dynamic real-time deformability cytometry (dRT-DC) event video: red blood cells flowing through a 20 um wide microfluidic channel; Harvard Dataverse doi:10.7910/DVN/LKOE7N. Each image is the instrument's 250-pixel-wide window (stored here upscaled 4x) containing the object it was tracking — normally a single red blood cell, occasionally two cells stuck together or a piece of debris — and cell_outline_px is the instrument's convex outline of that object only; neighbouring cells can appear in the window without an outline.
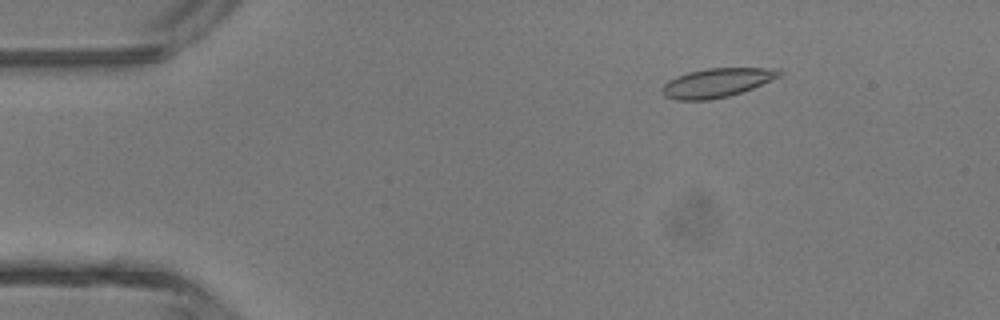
{"species": "common noctule bat (a hibernating species)", "species_latin": "Nyctalus noctula", "temperature_condition": "room temperature", "stored_images_in_passage": 46, "camera_frame_rate_fps": 3000, "um_per_image_px": 0.085, "animal": {"sex": "male", "body_mass_g": 13.3}, "frame": {"image": 1, "passage_image": 7, "time_ms": 2.0, "image_size_px": [1000, 320], "cell_outline_px": [[784, 72], [780, 76], [772, 80], [752, 88], [728, 96], [708, 100], [676, 100], [664, 96], [660, 92], [660, 88], [668, 80], [676, 76], [688, 72], [708, 68], [776, 68]], "centroid_in_image_um": [60.9, 7.03], "position_along_channel_um": 24.1, "area_um2": 19.88}}
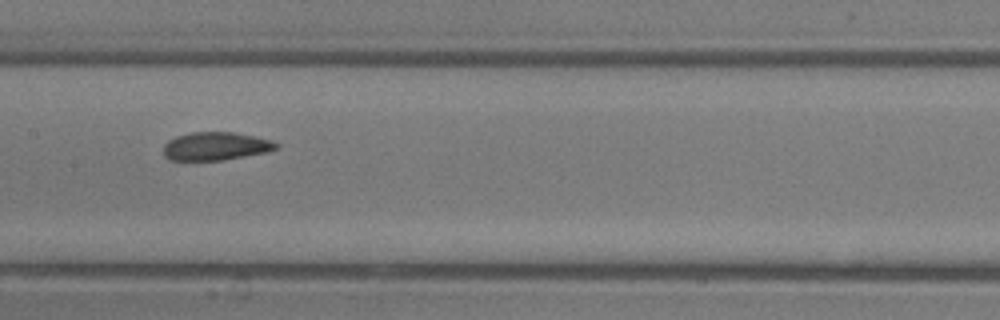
{"frame": {"image": 2, "passage_image": 23, "time_ms": 7.333, "image_size_px": [1000, 320], "cell_outline_px": [[280, 144], [276, 148], [268, 152], [224, 160], [168, 160], [164, 156], [164, 144], [168, 140], [176, 136], [192, 132], [232, 132], [272, 140]], "centroid_in_image_um": [18.33, 12.43], "position_along_channel_um": 189.1, "area_um2": 18.55}}
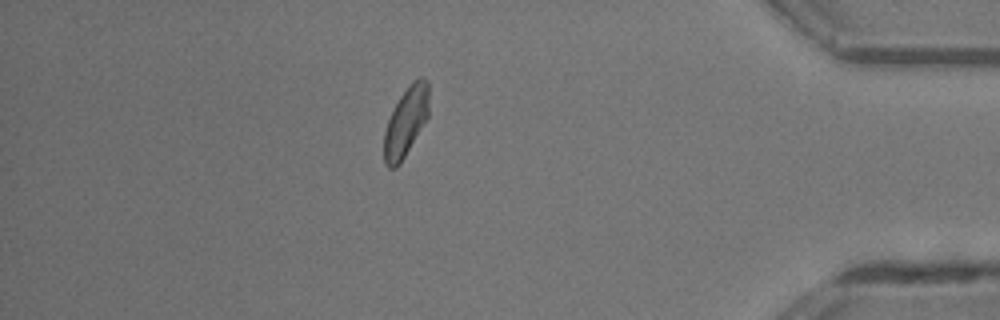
{"frame": {"image": 3, "passage_image": 40, "time_ms": 13.0, "image_size_px": [1000, 320], "cell_outline_px": [[428, 116], [400, 164], [396, 168], [388, 168], [384, 164], [384, 132], [388, 120], [400, 96], [412, 80], [420, 76], [424, 76], [428, 80]], "centroid_in_image_um": [34.5, 10.34], "position_along_channel_um": 400.7, "area_um2": 18.03}, "authors_computed_cell_mechanics": {"area_um2": 18.9584, "velocity_mm_per_s": 4.4814, "shape_relaxation_time_tau1_ms": 3.3029, "shape_relaxation_time_tau2_ms": 0.8227, "deformation_change_tau1": 0.1157, "deformation_change_tau2": 0.0546}}